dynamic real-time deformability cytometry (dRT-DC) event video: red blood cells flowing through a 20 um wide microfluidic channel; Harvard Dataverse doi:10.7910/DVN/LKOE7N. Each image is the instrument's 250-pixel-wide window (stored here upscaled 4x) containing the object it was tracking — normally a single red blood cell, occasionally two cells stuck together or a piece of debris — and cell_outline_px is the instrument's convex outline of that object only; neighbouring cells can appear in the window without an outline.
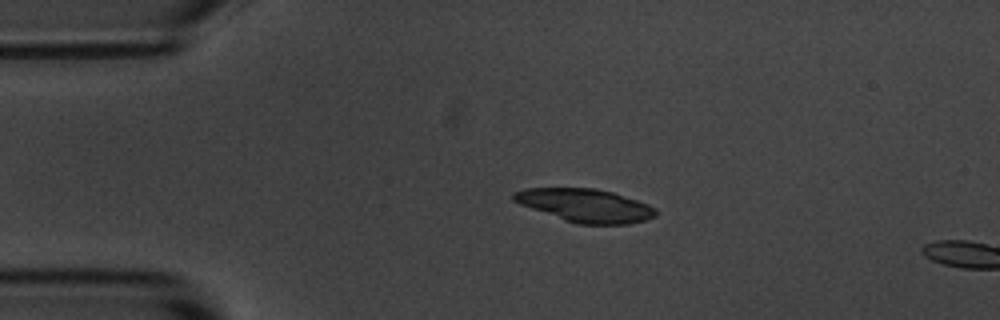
{"species": "common noctule bat (a hibernating species)", "species_latin": "Nyctalus noctula", "temperature_condition": "room temperature", "stored_images_in_passage": 2, "camera_frame_rate_fps": 3000, "um_per_image_px": 0.085, "animal": {"sex": "male", "body_mass_g": 20.1, "forearm_length_mm": 53.5}, "frame": {"image": 1, "passage_image": 1, "time_ms": 0.0, "image_size_px": [1000, 320], "cell_outline_px": [[656, 216], [648, 220], [628, 224], [576, 224], [564, 220], [520, 204], [512, 200], [512, 192], [528, 188], [592, 188], [612, 192], [648, 204], [656, 208]], "centroid_in_image_um": [49.76, 17.47], "position_along_channel_um": 35.2, "area_um2": 27.4}}